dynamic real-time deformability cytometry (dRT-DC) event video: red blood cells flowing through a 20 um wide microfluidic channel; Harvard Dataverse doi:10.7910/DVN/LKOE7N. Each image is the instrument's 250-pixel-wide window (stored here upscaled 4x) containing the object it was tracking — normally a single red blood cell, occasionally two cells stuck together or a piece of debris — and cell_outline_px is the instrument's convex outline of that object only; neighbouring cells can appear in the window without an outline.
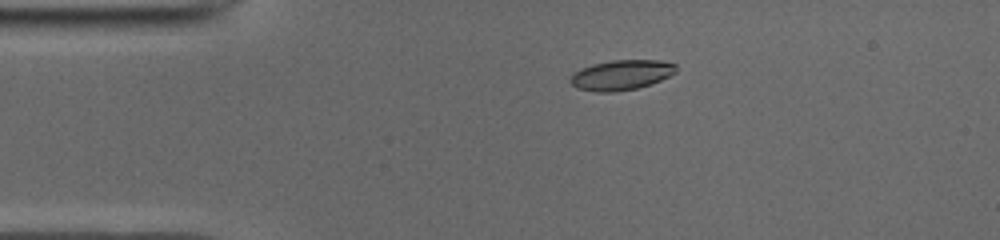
{"species": "common noctule bat (a hibernating species)", "species_latin": "Nyctalus noctula", "temperature_condition": "cold", "stored_images_in_passage": 42, "camera_frame_rate_fps": 3000, "um_per_image_px": 0.085, "animal": {"sex": "male", "body_mass_g": 19.0, "forearm_length_mm": 50.8}, "frame": {"image": 1, "passage_image": 1, "time_ms": 0.0, "image_size_px": [1000, 240], "cell_outline_px": [[676, 72], [660, 80], [636, 88], [612, 92], [596, 92], [576, 88], [568, 80], [580, 68], [592, 64], [612, 60], [660, 60], [676, 64]], "centroid_in_image_um": [52.78, 6.36], "position_along_channel_um": 32.2, "area_um2": 18.38}}
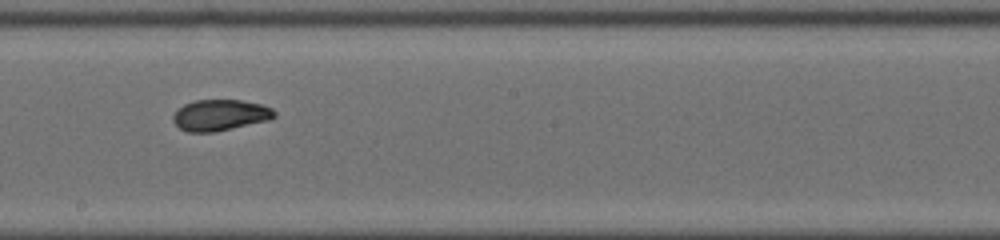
{"frame": {"image": 2, "passage_image": 19, "time_ms": 6.0, "image_size_px": [1000, 240], "cell_outline_px": [[276, 116], [268, 120], [216, 132], [188, 132], [180, 128], [172, 120], [172, 116], [184, 104], [196, 100], [240, 100], [260, 104], [272, 108], [276, 112]], "centroid_in_image_um": [18.72, 9.79], "position_along_channel_um": 229.5, "area_um2": 18.26}}
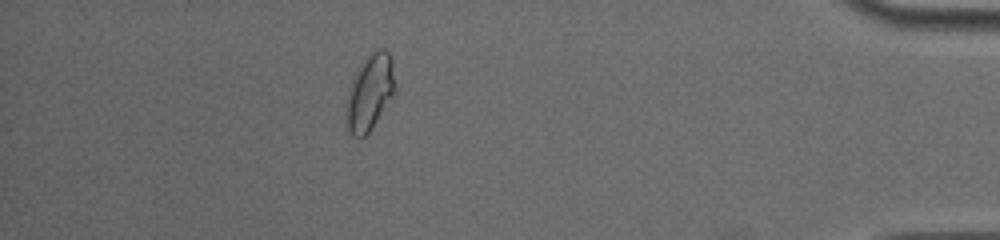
{"frame": {"image": 3, "passage_image": 36, "time_ms": 11.667, "image_size_px": [1000, 240], "cell_outline_px": [[396, 92], [372, 128], [364, 136], [356, 136], [348, 128], [348, 96], [352, 80], [356, 72], [364, 60], [372, 52], [380, 48], [384, 48], [388, 52], [392, 60]], "centroid_in_image_um": [31.5, 7.8], "position_along_channel_um": 403.7, "area_um2": 20.87}, "authors_computed_cell_mechanics": {"area_um2": 18.7272, "velocity_mm_per_s": 3.9364, "shape_relaxation_time_tau1_ms": 11.1449, "shape_relaxation_time_tau2_ms": 1.4807, "deformation_change_tau1": 0.2435, "deformation_change_tau2": 0.0479}}